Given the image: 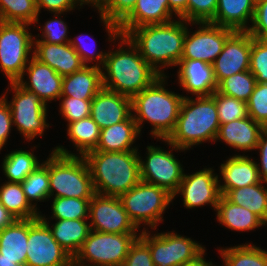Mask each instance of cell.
<instances>
[{
  "label": "cell",
  "mask_w": 267,
  "mask_h": 266,
  "mask_svg": "<svg viewBox=\"0 0 267 266\" xmlns=\"http://www.w3.org/2000/svg\"><path fill=\"white\" fill-rule=\"evenodd\" d=\"M82 39H83V35L82 34L78 35L77 38L74 37L73 39H70L69 44L78 53L82 62L85 65L88 66V64H90V62L92 63L93 61H97V63L93 64V65H95L97 67H100V65H101V67H102L104 65V61H105L107 52L106 51L105 52H103V51L97 52L96 48L94 51V49L91 50V48L89 49V47H85V44L83 45L84 42H82ZM93 48H94V45H93Z\"/></svg>",
  "instance_id": "48"
},
{
  "label": "cell",
  "mask_w": 267,
  "mask_h": 266,
  "mask_svg": "<svg viewBox=\"0 0 267 266\" xmlns=\"http://www.w3.org/2000/svg\"><path fill=\"white\" fill-rule=\"evenodd\" d=\"M177 20L140 26L126 35L144 60L161 76H166V67H176L183 54L188 22L180 18Z\"/></svg>",
  "instance_id": "2"
},
{
  "label": "cell",
  "mask_w": 267,
  "mask_h": 266,
  "mask_svg": "<svg viewBox=\"0 0 267 266\" xmlns=\"http://www.w3.org/2000/svg\"><path fill=\"white\" fill-rule=\"evenodd\" d=\"M0 203L17 219L39 218L41 213L27 201L21 183L5 182L0 186Z\"/></svg>",
  "instance_id": "32"
},
{
  "label": "cell",
  "mask_w": 267,
  "mask_h": 266,
  "mask_svg": "<svg viewBox=\"0 0 267 266\" xmlns=\"http://www.w3.org/2000/svg\"><path fill=\"white\" fill-rule=\"evenodd\" d=\"M118 50L108 52L101 67L103 87L133 98L151 86L161 75L140 55L126 36L120 35ZM127 46V50L123 47ZM123 47V48H122Z\"/></svg>",
  "instance_id": "1"
},
{
  "label": "cell",
  "mask_w": 267,
  "mask_h": 266,
  "mask_svg": "<svg viewBox=\"0 0 267 266\" xmlns=\"http://www.w3.org/2000/svg\"><path fill=\"white\" fill-rule=\"evenodd\" d=\"M17 218L0 203V230L11 226Z\"/></svg>",
  "instance_id": "54"
},
{
  "label": "cell",
  "mask_w": 267,
  "mask_h": 266,
  "mask_svg": "<svg viewBox=\"0 0 267 266\" xmlns=\"http://www.w3.org/2000/svg\"><path fill=\"white\" fill-rule=\"evenodd\" d=\"M102 0H81L82 4L90 6H94V8L101 2ZM93 4V5H92Z\"/></svg>",
  "instance_id": "57"
},
{
  "label": "cell",
  "mask_w": 267,
  "mask_h": 266,
  "mask_svg": "<svg viewBox=\"0 0 267 266\" xmlns=\"http://www.w3.org/2000/svg\"><path fill=\"white\" fill-rule=\"evenodd\" d=\"M40 164L34 152L21 148L5 155L2 169L7 182L21 183Z\"/></svg>",
  "instance_id": "35"
},
{
  "label": "cell",
  "mask_w": 267,
  "mask_h": 266,
  "mask_svg": "<svg viewBox=\"0 0 267 266\" xmlns=\"http://www.w3.org/2000/svg\"><path fill=\"white\" fill-rule=\"evenodd\" d=\"M29 81H24V73ZM63 77L47 64L40 62L33 54L17 83L24 89L37 94L44 104L59 100L62 92ZM57 99V100H56Z\"/></svg>",
  "instance_id": "18"
},
{
  "label": "cell",
  "mask_w": 267,
  "mask_h": 266,
  "mask_svg": "<svg viewBox=\"0 0 267 266\" xmlns=\"http://www.w3.org/2000/svg\"><path fill=\"white\" fill-rule=\"evenodd\" d=\"M136 0H102L96 7L110 42L119 40L118 24L133 10Z\"/></svg>",
  "instance_id": "33"
},
{
  "label": "cell",
  "mask_w": 267,
  "mask_h": 266,
  "mask_svg": "<svg viewBox=\"0 0 267 266\" xmlns=\"http://www.w3.org/2000/svg\"><path fill=\"white\" fill-rule=\"evenodd\" d=\"M216 212L219 224L231 230L254 231L265 225V222L255 213L230 202L224 195L220 197Z\"/></svg>",
  "instance_id": "30"
},
{
  "label": "cell",
  "mask_w": 267,
  "mask_h": 266,
  "mask_svg": "<svg viewBox=\"0 0 267 266\" xmlns=\"http://www.w3.org/2000/svg\"><path fill=\"white\" fill-rule=\"evenodd\" d=\"M189 24L199 25V29L190 35ZM233 32L211 22H188L181 59L201 60L212 65Z\"/></svg>",
  "instance_id": "14"
},
{
  "label": "cell",
  "mask_w": 267,
  "mask_h": 266,
  "mask_svg": "<svg viewBox=\"0 0 267 266\" xmlns=\"http://www.w3.org/2000/svg\"><path fill=\"white\" fill-rule=\"evenodd\" d=\"M102 69L95 65H85L81 70L64 76L61 96L77 99H93L103 88Z\"/></svg>",
  "instance_id": "26"
},
{
  "label": "cell",
  "mask_w": 267,
  "mask_h": 266,
  "mask_svg": "<svg viewBox=\"0 0 267 266\" xmlns=\"http://www.w3.org/2000/svg\"><path fill=\"white\" fill-rule=\"evenodd\" d=\"M263 129L261 124L247 116L221 124L215 142L217 140L223 141L236 150H255Z\"/></svg>",
  "instance_id": "24"
},
{
  "label": "cell",
  "mask_w": 267,
  "mask_h": 266,
  "mask_svg": "<svg viewBox=\"0 0 267 266\" xmlns=\"http://www.w3.org/2000/svg\"><path fill=\"white\" fill-rule=\"evenodd\" d=\"M212 168H203L192 174H185L180 182L178 191L173 196L180 194L183 197V205L186 209L198 208L203 205H212L216 211L221 191L219 189V176L213 173Z\"/></svg>",
  "instance_id": "16"
},
{
  "label": "cell",
  "mask_w": 267,
  "mask_h": 266,
  "mask_svg": "<svg viewBox=\"0 0 267 266\" xmlns=\"http://www.w3.org/2000/svg\"><path fill=\"white\" fill-rule=\"evenodd\" d=\"M254 11L253 0H218L215 17L210 22L234 31H247Z\"/></svg>",
  "instance_id": "28"
},
{
  "label": "cell",
  "mask_w": 267,
  "mask_h": 266,
  "mask_svg": "<svg viewBox=\"0 0 267 266\" xmlns=\"http://www.w3.org/2000/svg\"><path fill=\"white\" fill-rule=\"evenodd\" d=\"M244 155H234L220 165L221 179L224 181L219 185L221 195L229 190L260 183L261 177L257 164L252 158Z\"/></svg>",
  "instance_id": "22"
},
{
  "label": "cell",
  "mask_w": 267,
  "mask_h": 266,
  "mask_svg": "<svg viewBox=\"0 0 267 266\" xmlns=\"http://www.w3.org/2000/svg\"><path fill=\"white\" fill-rule=\"evenodd\" d=\"M39 218L49 227L52 236L72 258L79 252L91 231L88 219H55L56 223L49 226V221L44 215L40 213Z\"/></svg>",
  "instance_id": "25"
},
{
  "label": "cell",
  "mask_w": 267,
  "mask_h": 266,
  "mask_svg": "<svg viewBox=\"0 0 267 266\" xmlns=\"http://www.w3.org/2000/svg\"><path fill=\"white\" fill-rule=\"evenodd\" d=\"M139 155L138 150L85 154L95 193L120 197L137 185L141 181Z\"/></svg>",
  "instance_id": "3"
},
{
  "label": "cell",
  "mask_w": 267,
  "mask_h": 266,
  "mask_svg": "<svg viewBox=\"0 0 267 266\" xmlns=\"http://www.w3.org/2000/svg\"><path fill=\"white\" fill-rule=\"evenodd\" d=\"M90 200L68 197L53 198L51 218L64 220L88 219Z\"/></svg>",
  "instance_id": "40"
},
{
  "label": "cell",
  "mask_w": 267,
  "mask_h": 266,
  "mask_svg": "<svg viewBox=\"0 0 267 266\" xmlns=\"http://www.w3.org/2000/svg\"><path fill=\"white\" fill-rule=\"evenodd\" d=\"M34 39L33 56L47 64L60 76L64 77L81 70L85 64L69 43L51 44Z\"/></svg>",
  "instance_id": "21"
},
{
  "label": "cell",
  "mask_w": 267,
  "mask_h": 266,
  "mask_svg": "<svg viewBox=\"0 0 267 266\" xmlns=\"http://www.w3.org/2000/svg\"><path fill=\"white\" fill-rule=\"evenodd\" d=\"M122 266H154L149 247L139 237L130 246Z\"/></svg>",
  "instance_id": "47"
},
{
  "label": "cell",
  "mask_w": 267,
  "mask_h": 266,
  "mask_svg": "<svg viewBox=\"0 0 267 266\" xmlns=\"http://www.w3.org/2000/svg\"><path fill=\"white\" fill-rule=\"evenodd\" d=\"M246 105L248 116L267 128V84L256 83Z\"/></svg>",
  "instance_id": "43"
},
{
  "label": "cell",
  "mask_w": 267,
  "mask_h": 266,
  "mask_svg": "<svg viewBox=\"0 0 267 266\" xmlns=\"http://www.w3.org/2000/svg\"><path fill=\"white\" fill-rule=\"evenodd\" d=\"M162 141L171 146L172 150L166 151L162 147L150 145L147 146L145 161L139 156L141 181L164 188L174 196L183 179L184 170L172 151L185 150L170 144L166 139Z\"/></svg>",
  "instance_id": "12"
},
{
  "label": "cell",
  "mask_w": 267,
  "mask_h": 266,
  "mask_svg": "<svg viewBox=\"0 0 267 266\" xmlns=\"http://www.w3.org/2000/svg\"><path fill=\"white\" fill-rule=\"evenodd\" d=\"M25 266H72L73 258L52 236L40 219H28V243Z\"/></svg>",
  "instance_id": "13"
},
{
  "label": "cell",
  "mask_w": 267,
  "mask_h": 266,
  "mask_svg": "<svg viewBox=\"0 0 267 266\" xmlns=\"http://www.w3.org/2000/svg\"><path fill=\"white\" fill-rule=\"evenodd\" d=\"M218 251L225 266H267V251L252 243L221 248Z\"/></svg>",
  "instance_id": "36"
},
{
  "label": "cell",
  "mask_w": 267,
  "mask_h": 266,
  "mask_svg": "<svg viewBox=\"0 0 267 266\" xmlns=\"http://www.w3.org/2000/svg\"><path fill=\"white\" fill-rule=\"evenodd\" d=\"M90 229L114 234H140L119 197L95 194L90 200Z\"/></svg>",
  "instance_id": "15"
},
{
  "label": "cell",
  "mask_w": 267,
  "mask_h": 266,
  "mask_svg": "<svg viewBox=\"0 0 267 266\" xmlns=\"http://www.w3.org/2000/svg\"><path fill=\"white\" fill-rule=\"evenodd\" d=\"M256 83L267 84V40L251 36L250 68Z\"/></svg>",
  "instance_id": "42"
},
{
  "label": "cell",
  "mask_w": 267,
  "mask_h": 266,
  "mask_svg": "<svg viewBox=\"0 0 267 266\" xmlns=\"http://www.w3.org/2000/svg\"><path fill=\"white\" fill-rule=\"evenodd\" d=\"M165 78L167 76H160L151 86L132 98V116L140 133L146 120L153 126L151 136L160 140L167 139L174 131L185 97L165 89Z\"/></svg>",
  "instance_id": "4"
},
{
  "label": "cell",
  "mask_w": 267,
  "mask_h": 266,
  "mask_svg": "<svg viewBox=\"0 0 267 266\" xmlns=\"http://www.w3.org/2000/svg\"><path fill=\"white\" fill-rule=\"evenodd\" d=\"M0 266H22L14 262V260L0 259Z\"/></svg>",
  "instance_id": "56"
},
{
  "label": "cell",
  "mask_w": 267,
  "mask_h": 266,
  "mask_svg": "<svg viewBox=\"0 0 267 266\" xmlns=\"http://www.w3.org/2000/svg\"><path fill=\"white\" fill-rule=\"evenodd\" d=\"M83 6L81 0H36V6L38 14L40 15V10L42 8L47 9L51 13H60L64 14L65 12H70L75 10L76 6Z\"/></svg>",
  "instance_id": "50"
},
{
  "label": "cell",
  "mask_w": 267,
  "mask_h": 266,
  "mask_svg": "<svg viewBox=\"0 0 267 266\" xmlns=\"http://www.w3.org/2000/svg\"><path fill=\"white\" fill-rule=\"evenodd\" d=\"M9 85L14 91L13 99L8 102V88L2 97L10 107L13 126L17 127L27 141L34 140L38 135L43 136L49 127L46 121L48 105L44 104L37 94L24 89L17 82H10Z\"/></svg>",
  "instance_id": "10"
},
{
  "label": "cell",
  "mask_w": 267,
  "mask_h": 266,
  "mask_svg": "<svg viewBox=\"0 0 267 266\" xmlns=\"http://www.w3.org/2000/svg\"><path fill=\"white\" fill-rule=\"evenodd\" d=\"M251 35L234 31L226 40L222 52L213 62L217 85L225 78L250 68Z\"/></svg>",
  "instance_id": "17"
},
{
  "label": "cell",
  "mask_w": 267,
  "mask_h": 266,
  "mask_svg": "<svg viewBox=\"0 0 267 266\" xmlns=\"http://www.w3.org/2000/svg\"><path fill=\"white\" fill-rule=\"evenodd\" d=\"M60 13H54L55 19H51L49 21L45 22V25L42 31V35L38 37H41V40L43 42L51 43V44H64L69 43L70 39L68 34V25L65 24L61 19Z\"/></svg>",
  "instance_id": "45"
},
{
  "label": "cell",
  "mask_w": 267,
  "mask_h": 266,
  "mask_svg": "<svg viewBox=\"0 0 267 266\" xmlns=\"http://www.w3.org/2000/svg\"><path fill=\"white\" fill-rule=\"evenodd\" d=\"M256 149L259 150V160L261 164L256 163L257 168L259 170L261 180L265 183V185H267V128L262 130Z\"/></svg>",
  "instance_id": "52"
},
{
  "label": "cell",
  "mask_w": 267,
  "mask_h": 266,
  "mask_svg": "<svg viewBox=\"0 0 267 266\" xmlns=\"http://www.w3.org/2000/svg\"><path fill=\"white\" fill-rule=\"evenodd\" d=\"M205 253L206 252L204 251L195 260L188 262V263H185L182 266H212L213 265L212 261H210V262L206 261V259L204 258Z\"/></svg>",
  "instance_id": "55"
},
{
  "label": "cell",
  "mask_w": 267,
  "mask_h": 266,
  "mask_svg": "<svg viewBox=\"0 0 267 266\" xmlns=\"http://www.w3.org/2000/svg\"><path fill=\"white\" fill-rule=\"evenodd\" d=\"M28 26L31 25L0 21V70L8 82H17L22 77L31 59L28 56L33 54L35 36Z\"/></svg>",
  "instance_id": "9"
},
{
  "label": "cell",
  "mask_w": 267,
  "mask_h": 266,
  "mask_svg": "<svg viewBox=\"0 0 267 266\" xmlns=\"http://www.w3.org/2000/svg\"><path fill=\"white\" fill-rule=\"evenodd\" d=\"M38 18L36 0H0V21L33 25Z\"/></svg>",
  "instance_id": "38"
},
{
  "label": "cell",
  "mask_w": 267,
  "mask_h": 266,
  "mask_svg": "<svg viewBox=\"0 0 267 266\" xmlns=\"http://www.w3.org/2000/svg\"><path fill=\"white\" fill-rule=\"evenodd\" d=\"M139 236L140 234H114L91 230L73 258V264L76 266H122L130 246Z\"/></svg>",
  "instance_id": "8"
},
{
  "label": "cell",
  "mask_w": 267,
  "mask_h": 266,
  "mask_svg": "<svg viewBox=\"0 0 267 266\" xmlns=\"http://www.w3.org/2000/svg\"><path fill=\"white\" fill-rule=\"evenodd\" d=\"M67 127V135L77 149V156H84L96 149L100 139V128L91 116L71 122Z\"/></svg>",
  "instance_id": "34"
},
{
  "label": "cell",
  "mask_w": 267,
  "mask_h": 266,
  "mask_svg": "<svg viewBox=\"0 0 267 266\" xmlns=\"http://www.w3.org/2000/svg\"><path fill=\"white\" fill-rule=\"evenodd\" d=\"M247 31L253 38L267 40V1L255 6L252 25Z\"/></svg>",
  "instance_id": "49"
},
{
  "label": "cell",
  "mask_w": 267,
  "mask_h": 266,
  "mask_svg": "<svg viewBox=\"0 0 267 266\" xmlns=\"http://www.w3.org/2000/svg\"><path fill=\"white\" fill-rule=\"evenodd\" d=\"M140 233L139 238L149 247L154 266H182L206 251L202 244L174 231L152 236L143 228Z\"/></svg>",
  "instance_id": "11"
},
{
  "label": "cell",
  "mask_w": 267,
  "mask_h": 266,
  "mask_svg": "<svg viewBox=\"0 0 267 266\" xmlns=\"http://www.w3.org/2000/svg\"><path fill=\"white\" fill-rule=\"evenodd\" d=\"M178 83L191 95L211 96L217 90L213 66L201 60L181 59L177 65Z\"/></svg>",
  "instance_id": "20"
},
{
  "label": "cell",
  "mask_w": 267,
  "mask_h": 266,
  "mask_svg": "<svg viewBox=\"0 0 267 266\" xmlns=\"http://www.w3.org/2000/svg\"><path fill=\"white\" fill-rule=\"evenodd\" d=\"M132 99L102 88L92 99L90 116L100 129L127 120L132 115Z\"/></svg>",
  "instance_id": "19"
},
{
  "label": "cell",
  "mask_w": 267,
  "mask_h": 266,
  "mask_svg": "<svg viewBox=\"0 0 267 266\" xmlns=\"http://www.w3.org/2000/svg\"><path fill=\"white\" fill-rule=\"evenodd\" d=\"M119 198L128 217L138 229L144 224L152 230L157 228L159 222H163L162 214L173 201V195L167 190L143 181Z\"/></svg>",
  "instance_id": "7"
},
{
  "label": "cell",
  "mask_w": 267,
  "mask_h": 266,
  "mask_svg": "<svg viewBox=\"0 0 267 266\" xmlns=\"http://www.w3.org/2000/svg\"><path fill=\"white\" fill-rule=\"evenodd\" d=\"M28 243V219H17L0 230V259L14 260L25 266Z\"/></svg>",
  "instance_id": "29"
},
{
  "label": "cell",
  "mask_w": 267,
  "mask_h": 266,
  "mask_svg": "<svg viewBox=\"0 0 267 266\" xmlns=\"http://www.w3.org/2000/svg\"><path fill=\"white\" fill-rule=\"evenodd\" d=\"M255 85L256 78L248 70L223 79L217 85V91L226 96L247 102L250 95L253 93Z\"/></svg>",
  "instance_id": "39"
},
{
  "label": "cell",
  "mask_w": 267,
  "mask_h": 266,
  "mask_svg": "<svg viewBox=\"0 0 267 266\" xmlns=\"http://www.w3.org/2000/svg\"><path fill=\"white\" fill-rule=\"evenodd\" d=\"M218 0H188L187 22H210L217 10Z\"/></svg>",
  "instance_id": "46"
},
{
  "label": "cell",
  "mask_w": 267,
  "mask_h": 266,
  "mask_svg": "<svg viewBox=\"0 0 267 266\" xmlns=\"http://www.w3.org/2000/svg\"><path fill=\"white\" fill-rule=\"evenodd\" d=\"M263 181L250 186L229 190L224 196L232 203L242 206L267 222V186Z\"/></svg>",
  "instance_id": "31"
},
{
  "label": "cell",
  "mask_w": 267,
  "mask_h": 266,
  "mask_svg": "<svg viewBox=\"0 0 267 266\" xmlns=\"http://www.w3.org/2000/svg\"><path fill=\"white\" fill-rule=\"evenodd\" d=\"M21 186L27 201L37 210V201L50 199L49 157L36 167L22 182ZM33 201L35 203H33ZM33 203V204H32Z\"/></svg>",
  "instance_id": "37"
},
{
  "label": "cell",
  "mask_w": 267,
  "mask_h": 266,
  "mask_svg": "<svg viewBox=\"0 0 267 266\" xmlns=\"http://www.w3.org/2000/svg\"><path fill=\"white\" fill-rule=\"evenodd\" d=\"M220 122L211 96H185L174 131L166 139L179 149L189 150L203 142H215Z\"/></svg>",
  "instance_id": "5"
},
{
  "label": "cell",
  "mask_w": 267,
  "mask_h": 266,
  "mask_svg": "<svg viewBox=\"0 0 267 266\" xmlns=\"http://www.w3.org/2000/svg\"><path fill=\"white\" fill-rule=\"evenodd\" d=\"M49 156L50 198L91 199L96 194L83 156H77L61 145Z\"/></svg>",
  "instance_id": "6"
},
{
  "label": "cell",
  "mask_w": 267,
  "mask_h": 266,
  "mask_svg": "<svg viewBox=\"0 0 267 266\" xmlns=\"http://www.w3.org/2000/svg\"><path fill=\"white\" fill-rule=\"evenodd\" d=\"M211 97L216 103L220 125L248 116L246 102L226 96L217 90Z\"/></svg>",
  "instance_id": "41"
},
{
  "label": "cell",
  "mask_w": 267,
  "mask_h": 266,
  "mask_svg": "<svg viewBox=\"0 0 267 266\" xmlns=\"http://www.w3.org/2000/svg\"><path fill=\"white\" fill-rule=\"evenodd\" d=\"M13 126L12 115L7 101L1 96L0 97V151L8 142V136L11 133Z\"/></svg>",
  "instance_id": "51"
},
{
  "label": "cell",
  "mask_w": 267,
  "mask_h": 266,
  "mask_svg": "<svg viewBox=\"0 0 267 266\" xmlns=\"http://www.w3.org/2000/svg\"><path fill=\"white\" fill-rule=\"evenodd\" d=\"M188 0H169V9L172 14L187 21Z\"/></svg>",
  "instance_id": "53"
},
{
  "label": "cell",
  "mask_w": 267,
  "mask_h": 266,
  "mask_svg": "<svg viewBox=\"0 0 267 266\" xmlns=\"http://www.w3.org/2000/svg\"><path fill=\"white\" fill-rule=\"evenodd\" d=\"M265 1H267V0H253V3L256 6L257 4H260V3L265 2Z\"/></svg>",
  "instance_id": "58"
},
{
  "label": "cell",
  "mask_w": 267,
  "mask_h": 266,
  "mask_svg": "<svg viewBox=\"0 0 267 266\" xmlns=\"http://www.w3.org/2000/svg\"><path fill=\"white\" fill-rule=\"evenodd\" d=\"M140 131L131 115L127 120L116 123L110 127L100 129V139L98 145L93 151L119 152L138 150L134 144Z\"/></svg>",
  "instance_id": "27"
},
{
  "label": "cell",
  "mask_w": 267,
  "mask_h": 266,
  "mask_svg": "<svg viewBox=\"0 0 267 266\" xmlns=\"http://www.w3.org/2000/svg\"><path fill=\"white\" fill-rule=\"evenodd\" d=\"M172 16L169 0H136L133 10L118 24L119 32L126 36L140 26L170 22Z\"/></svg>",
  "instance_id": "23"
},
{
  "label": "cell",
  "mask_w": 267,
  "mask_h": 266,
  "mask_svg": "<svg viewBox=\"0 0 267 266\" xmlns=\"http://www.w3.org/2000/svg\"><path fill=\"white\" fill-rule=\"evenodd\" d=\"M60 113L68 122L78 121L90 116L92 99H77L69 96H60Z\"/></svg>",
  "instance_id": "44"
}]
</instances>
